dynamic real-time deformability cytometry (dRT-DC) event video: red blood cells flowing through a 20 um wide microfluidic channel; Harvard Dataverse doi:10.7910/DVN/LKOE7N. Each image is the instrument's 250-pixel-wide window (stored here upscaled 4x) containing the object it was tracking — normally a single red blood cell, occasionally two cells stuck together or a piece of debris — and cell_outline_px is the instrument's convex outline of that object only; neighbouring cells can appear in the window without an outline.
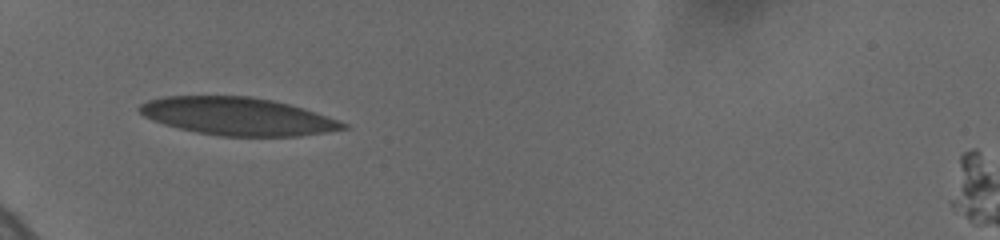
{"species": "human", "species_latin": "Homo sapiens", "temperature_condition": "cold", "stored_images_in_passage": 55, "camera_frame_rate_fps": 3000, "um_per_image_px": 0.085, "donor": {"sex": "female"}, "frame": {"image": 1, "passage_image": 1, "time_ms": 0.0, "image_size_px": [1000, 240], "cell_outline_px": [[348, 128], [328, 132], [300, 136], [220, 136], [196, 132], [164, 124], [152, 120], [144, 116], [140, 112], [140, 104], [148, 100], [164, 96], [252, 96], [272, 100], [304, 108], [340, 120], [348, 124]], "centroid_in_image_um": [20.23, 9.89], "position_along_channel_um": 64.8, "area_um2": 44.85}}
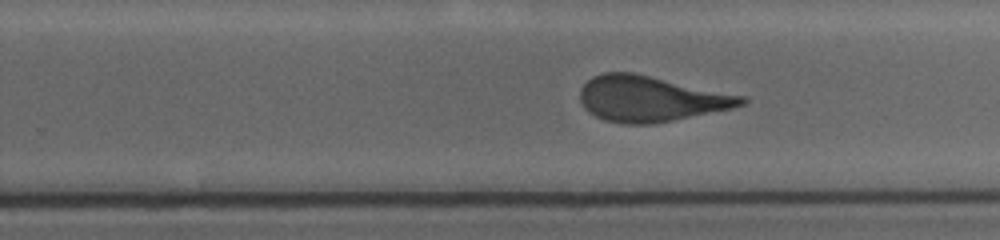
{"frame": {"image": 2, "passage_image": 28, "time_ms": 6.0, "image_size_px": [1000, 240], "cell_outline_px": [[748, 100], [744, 104], [732, 108], [652, 124], [624, 124], [604, 120], [588, 112], [584, 108], [580, 100], [580, 88], [592, 76], [604, 72], [632, 72], [744, 96]], "centroid_in_image_um": [55.25, 8.39], "position_along_channel_um": 274.5, "area_um2": 42.6}}
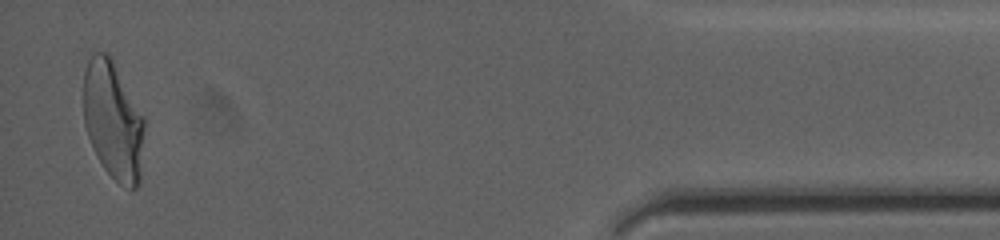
{"frame": {"image": 3, "passage_image": 54, "time_ms": 11.667, "image_size_px": [1000, 240], "cell_outline_px": [[144, 124], [140, 184], [132, 192], [124, 188], [104, 168], [96, 156], [88, 136], [84, 124], [84, 72], [88, 60], [92, 52], [108, 52], [112, 56], [144, 116]], "centroid_in_image_um": [9.63, 10.23], "position_along_channel_um": 425.6, "area_um2": 42.6}, "authors_computed_cell_mechanics": {"area_um2": 43.0032, "velocity_mm_per_s": 3.6934, "shape_relaxation_time_tau1_ms": 7.3526, "shape_relaxation_time_tau2_ms": 0.9266, "deformation_change_tau1": 0.2321, "deformation_change_tau2": 0.089}}